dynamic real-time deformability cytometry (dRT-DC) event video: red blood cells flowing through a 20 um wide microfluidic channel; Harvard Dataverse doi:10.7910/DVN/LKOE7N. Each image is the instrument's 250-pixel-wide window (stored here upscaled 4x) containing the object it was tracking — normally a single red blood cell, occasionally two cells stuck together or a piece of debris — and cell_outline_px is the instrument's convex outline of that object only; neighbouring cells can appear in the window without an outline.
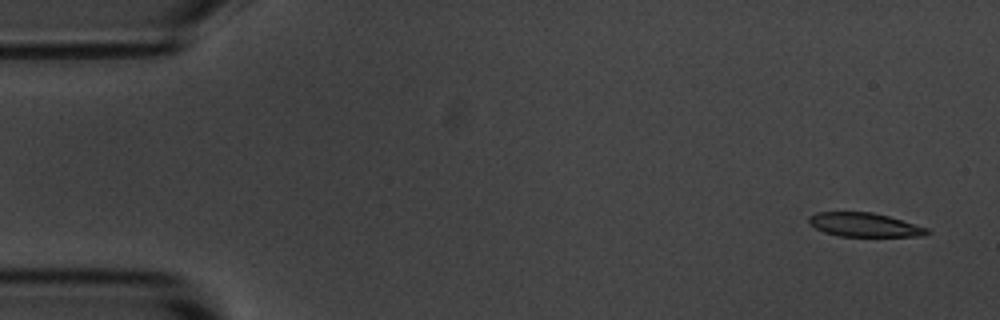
{"species": "common noctule bat (a hibernating species)", "species_latin": "Nyctalus noctula", "temperature_condition": "room temperature", "stored_images_in_passage": 7, "camera_frame_rate_fps": 3000, "um_per_image_px": 0.085, "animal": {"sex": "male", "body_mass_g": 20.1, "forearm_length_mm": 53.5}, "frame": {"image": 1, "passage_image": 1, "time_ms": 0.0, "image_size_px": [1000, 320], "cell_outline_px": [[932, 232], [924, 236], [840, 236], [824, 232], [808, 224], [808, 216], [816, 212], [872, 212], [888, 216], [928, 228]], "centroid_in_image_um": [73.46, 19.11], "position_along_channel_um": 11.5, "area_um2": 16.47}}
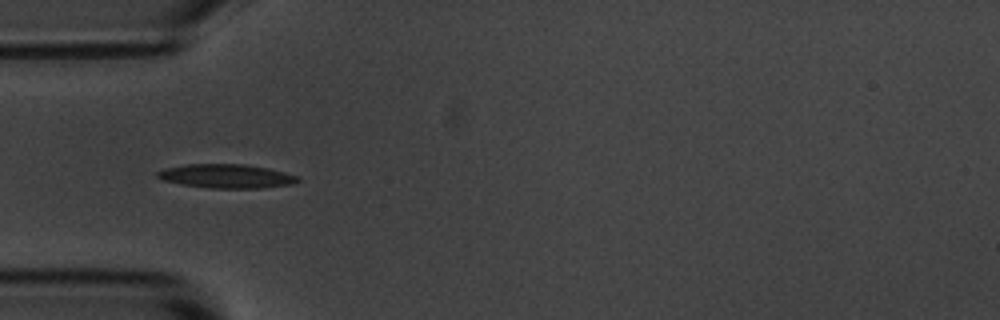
{"frame": {"image": 2, "passage_image": 5, "time_ms": 4.667, "image_size_px": [1000, 320], "cell_outline_px": [[300, 180], [292, 184], [264, 188], [208, 188], [180, 184], [160, 180], [156, 176], [156, 172], [164, 168], [184, 164], [244, 164], [268, 168], [284, 172], [296, 176]], "centroid_in_image_um": [19.18, 14.97], "position_along_channel_um": 65.8, "area_um2": 19.71}}
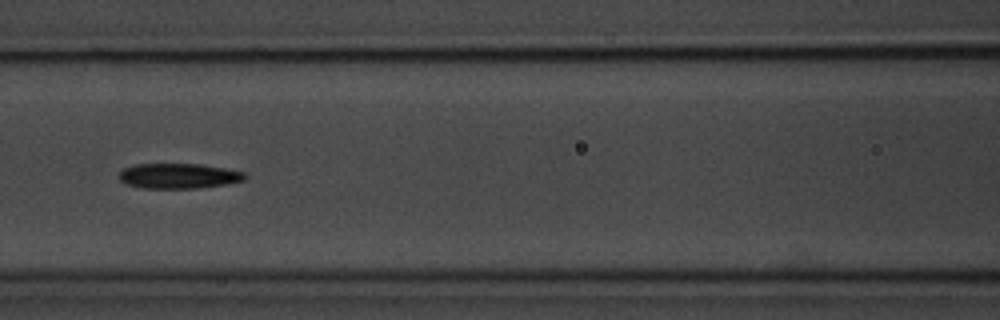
{"frame": {"image": 3, "passage_image": 7, "time_ms": 7.0, "image_size_px": [1000, 320], "cell_outline_px": [[248, 176], [244, 180], [224, 184], [196, 188], [144, 188], [128, 184], [120, 180], [120, 172], [124, 168], [132, 164], [200, 164], [224, 168], [244, 172]], "centroid_in_image_um": [15.18, 14.94], "position_along_channel_um": 151.4, "area_um2": 18.26}}